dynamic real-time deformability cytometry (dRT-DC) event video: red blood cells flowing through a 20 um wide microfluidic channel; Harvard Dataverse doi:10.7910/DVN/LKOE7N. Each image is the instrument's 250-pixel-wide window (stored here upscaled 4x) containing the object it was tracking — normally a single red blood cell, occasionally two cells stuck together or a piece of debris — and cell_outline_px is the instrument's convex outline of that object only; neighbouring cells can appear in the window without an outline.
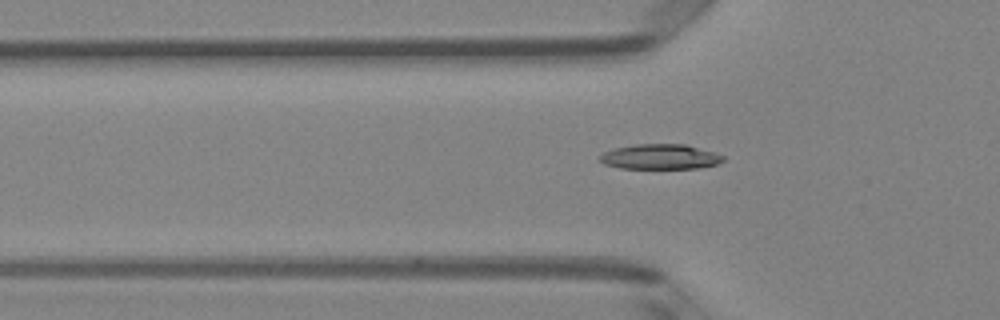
{"species": "Egyptian fruit bat (a non-hibernating species)", "species_latin": "Rousettus aegyptiacus", "temperature_condition": "room temperature", "stored_images_in_passage": 5, "camera_frame_rate_fps": 3000, "um_per_image_px": 0.085, "animal": {"sex": "female"}, "frame": {"image": 1, "passage_image": 5, "time_ms": 1.333, "image_size_px": [1000, 320], "cell_outline_px": [[724, 160], [716, 164], [696, 168], [620, 168], [604, 164], [600, 160], [600, 156], [604, 152], [612, 148], [636, 144], [684, 144], [712, 152], [724, 156]], "centroid_in_image_um": [56.07, 13.32], "position_along_channel_um": 69.7, "area_um2": 17.8}}